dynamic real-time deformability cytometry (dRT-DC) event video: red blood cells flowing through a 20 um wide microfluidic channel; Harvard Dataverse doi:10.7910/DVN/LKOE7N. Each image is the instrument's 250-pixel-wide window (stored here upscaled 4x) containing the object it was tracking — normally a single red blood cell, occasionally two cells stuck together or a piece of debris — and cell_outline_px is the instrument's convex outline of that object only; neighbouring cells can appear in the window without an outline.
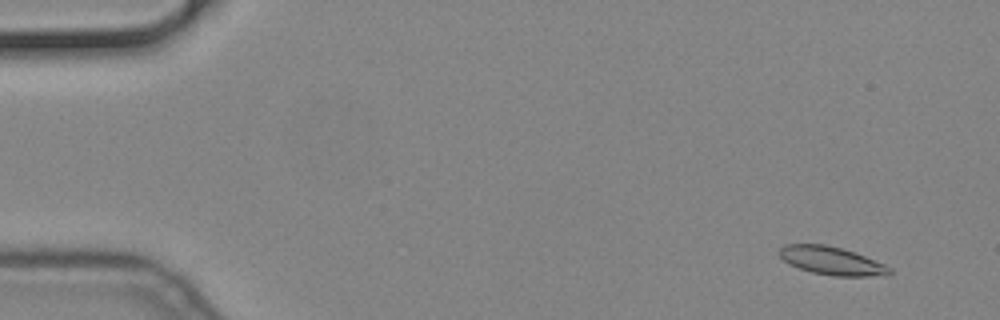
{"species": "common noctule bat (a hibernating species)", "species_latin": "Nyctalus noctula", "temperature_condition": "cold", "stored_images_in_passage": 21, "camera_frame_rate_fps": 3000, "um_per_image_px": 0.085, "animal": {"sex": "male", "body_mass_g": 19.2, "forearm_length_mm": 51.8}, "frame": {"image": 1, "passage_image": 5, "time_ms": 1.333, "image_size_px": [1000, 320], "cell_outline_px": [[892, 272], [888, 276], [832, 276], [812, 272], [788, 264], [776, 252], [784, 244], [824, 244], [840, 248], [864, 256], [884, 264], [892, 268]], "centroid_in_image_um": [70.68, 22.17], "position_along_channel_um": 14.3, "area_um2": 18.09}}
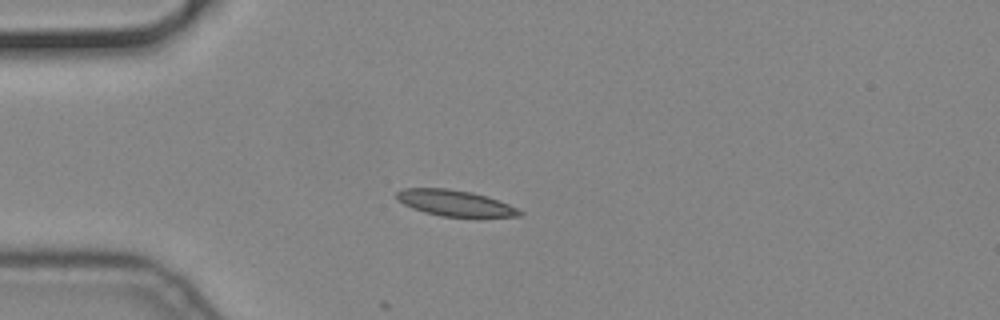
{"frame": {"image": 2, "passage_image": 16, "time_ms": 5.0, "image_size_px": [1000, 320], "cell_outline_px": [[524, 212], [520, 216], [476, 220], [440, 216], [424, 212], [412, 208], [404, 204], [396, 196], [396, 192], [404, 188], [448, 188], [472, 192], [488, 196], [508, 204]], "centroid_in_image_um": [38.78, 17.32], "position_along_channel_um": 46.2, "area_um2": 19.54}}